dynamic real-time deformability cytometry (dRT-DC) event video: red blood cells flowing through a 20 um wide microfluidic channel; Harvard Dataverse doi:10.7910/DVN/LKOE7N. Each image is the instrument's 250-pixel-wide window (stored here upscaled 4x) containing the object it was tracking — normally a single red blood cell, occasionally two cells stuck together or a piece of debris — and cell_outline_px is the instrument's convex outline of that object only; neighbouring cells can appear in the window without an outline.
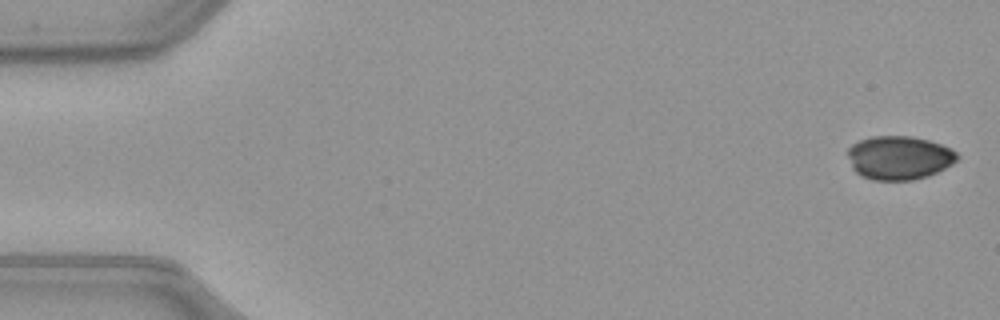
{"species": "common noctule bat (a hibernating species)", "species_latin": "Nyctalus noctula", "temperature_condition": "warm", "stored_images_in_passage": 51, "camera_frame_rate_fps": 3000, "um_per_image_px": 0.085, "animal": {"sex": "female", "body_mass_g": 21.9}, "frame": {"image": 1, "passage_image": 1, "time_ms": 0.0, "image_size_px": [1000, 320], "cell_outline_px": [[960, 156], [952, 164], [928, 176], [912, 180], [872, 180], [856, 172], [852, 168], [848, 156], [848, 148], [852, 144], [860, 140], [872, 136], [912, 136], [928, 140], [952, 148]], "centroid_in_image_um": [76.43, 13.4], "position_along_channel_um": 8.6, "area_um2": 27.86}}
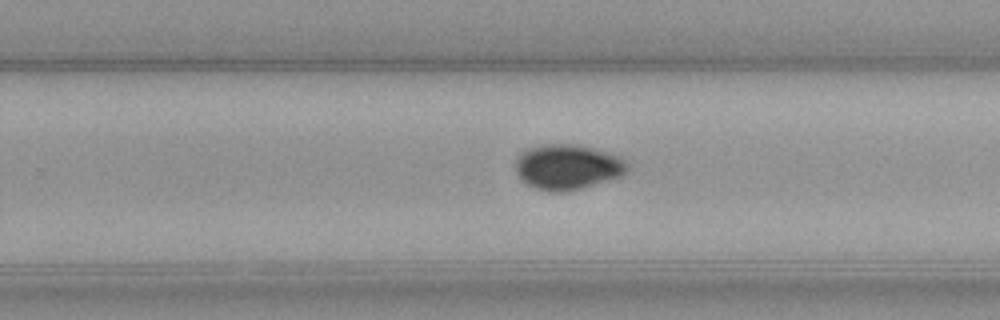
{"frame": {"image": 2, "passage_image": 32, "time_ms": 10.333, "image_size_px": [1000, 320], "cell_outline_px": [[628, 172], [624, 176], [580, 188], [560, 192], [548, 192], [536, 188], [520, 180], [516, 172], [516, 156], [520, 152], [528, 148], [540, 144], [580, 144], [620, 156], [628, 164]], "centroid_in_image_um": [48.24, 14.18], "position_along_channel_um": 281.6, "area_um2": 29.82}}
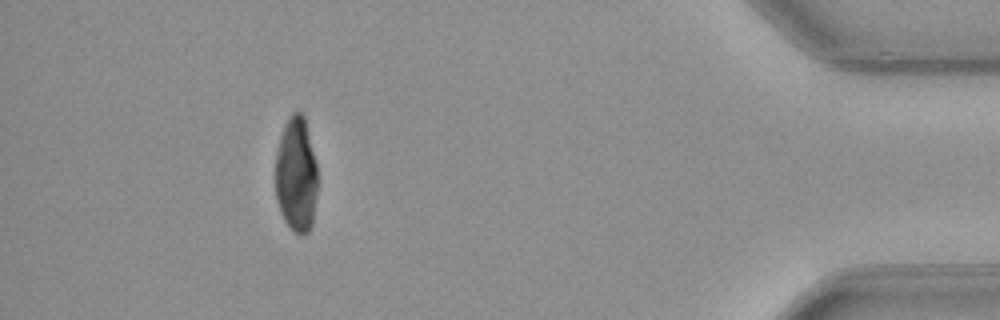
{"frame": {"image": 3, "passage_image": 46, "time_ms": 15.0, "image_size_px": [1000, 320], "cell_outline_px": [[316, 196], [312, 224], [308, 232], [300, 236], [284, 220], [280, 212], [276, 200], [276, 152], [280, 136], [284, 124], [292, 112], [300, 112], [304, 116], [316, 164]], "centroid_in_image_um": [25.16, 14.86], "position_along_channel_um": 410.0, "area_um2": 28.09}, "authors_computed_cell_mechanics": {"area_um2": 29.2468, "velocity_mm_per_s": 4.0279, "shape_relaxation_time_tau1_ms": 5.2693, "shape_relaxation_time_tau2_ms": null, "deformation_change_tau1": 0.1338, "deformation_change_tau2": null}}